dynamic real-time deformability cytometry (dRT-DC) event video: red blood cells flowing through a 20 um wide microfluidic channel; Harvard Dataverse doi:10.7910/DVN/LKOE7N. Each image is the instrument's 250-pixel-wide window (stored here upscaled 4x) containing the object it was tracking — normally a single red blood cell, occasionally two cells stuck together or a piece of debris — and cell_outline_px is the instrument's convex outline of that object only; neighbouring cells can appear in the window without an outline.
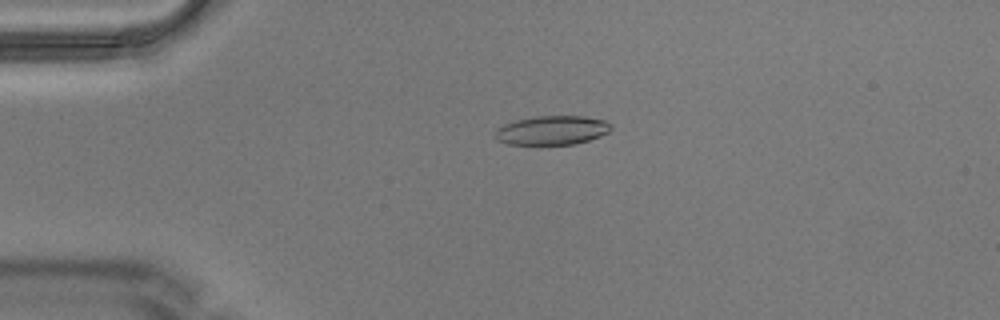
{"species": "Egyptian fruit bat (a non-hibernating species)", "species_latin": "Rousettus aegyptiacus", "temperature_condition": "warm", "stored_images_in_passage": 5, "camera_frame_rate_fps": 3000, "um_per_image_px": 0.085, "animal": {"sex": "male"}, "frame": {"image": 1, "passage_image": 4, "time_ms": 1.0, "image_size_px": [1000, 320], "cell_outline_px": [[612, 128], [608, 132], [600, 136], [576, 144], [508, 144], [496, 140], [496, 128], [504, 124], [516, 120], [536, 116], [584, 116], [604, 120], [612, 124]], "centroid_in_image_um": [46.93, 11.07], "position_along_channel_um": 38.1, "area_um2": 19.59}}